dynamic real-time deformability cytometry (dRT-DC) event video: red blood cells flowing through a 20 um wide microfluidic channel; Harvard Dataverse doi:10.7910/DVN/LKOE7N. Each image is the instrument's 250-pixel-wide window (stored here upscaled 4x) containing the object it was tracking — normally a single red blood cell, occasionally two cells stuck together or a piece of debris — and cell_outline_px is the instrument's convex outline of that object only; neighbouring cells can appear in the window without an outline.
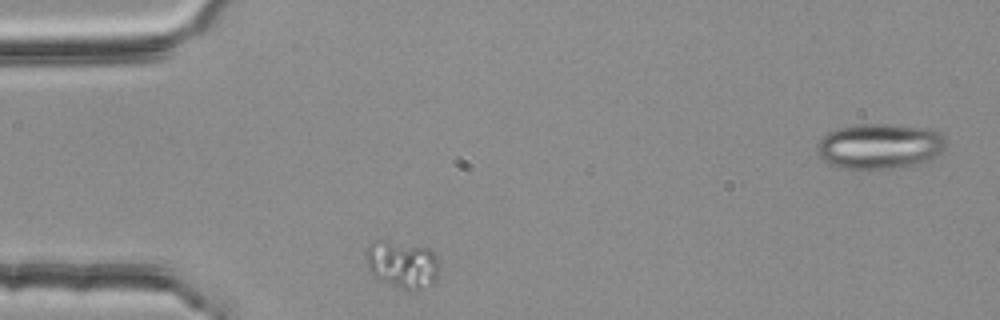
{"species": "common noctule bat (a hibernating species)", "species_latin": "Nyctalus noctula", "temperature_condition": "room temperature", "stored_images_in_passage": 2, "segment_of_instrument_passage": [1, 2], "camera_frame_rate_fps": 3000, "um_per_image_px": 0.085, "animal": {"sex": "female", "body_mass_g": 25.1}, "frame": {"image": 1, "passage_image": 1, "time_ms": 0.0, "image_size_px": [1000, 320], "cell_outline_px": [[440, 264], [436, 280], [432, 284], [416, 292], [412, 292], [400, 288], [372, 276], [368, 272], [364, 256], [368, 244], [376, 240], [384, 240], [428, 248], [436, 256]], "centroid_in_image_um": [34.17, 22.49], "position_along_channel_um": 50.8, "area_um2": 20.75}}